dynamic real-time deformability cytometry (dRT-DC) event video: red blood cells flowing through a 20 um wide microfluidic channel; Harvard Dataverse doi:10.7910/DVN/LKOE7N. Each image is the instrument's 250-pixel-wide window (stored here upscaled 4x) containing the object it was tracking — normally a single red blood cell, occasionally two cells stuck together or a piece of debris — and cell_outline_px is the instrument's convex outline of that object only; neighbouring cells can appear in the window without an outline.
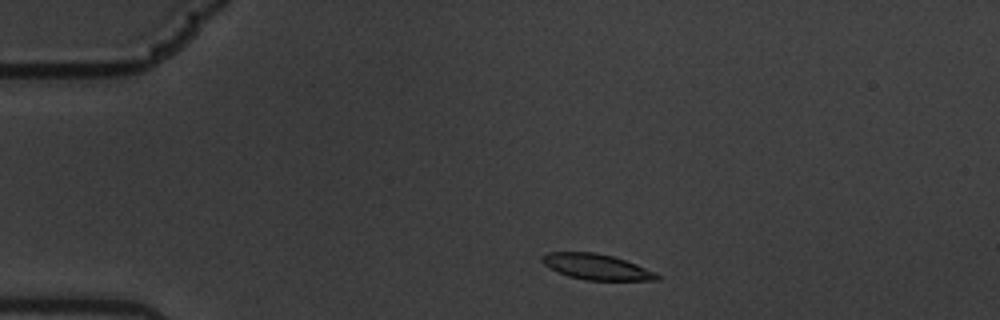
{"species": "common noctule bat (a hibernating species)", "species_latin": "Nyctalus noctula", "temperature_condition": "warm", "stored_images_in_passage": 52, "camera_frame_rate_fps": 3000, "um_per_image_px": 0.085, "animal": {"sex": "male", "body_mass_g": 19.5, "forearm_length_mm": 54.6}, "frame": {"image": 1, "passage_image": 4, "time_ms": 1.0, "image_size_px": [1000, 320], "cell_outline_px": [[660, 280], [584, 280], [568, 276], [544, 264], [540, 260], [540, 256], [548, 252], [592, 252], [612, 256], [636, 264], [660, 276]], "centroid_in_image_um": [50.66, 22.68], "position_along_channel_um": 34.3, "area_um2": 16.88}}
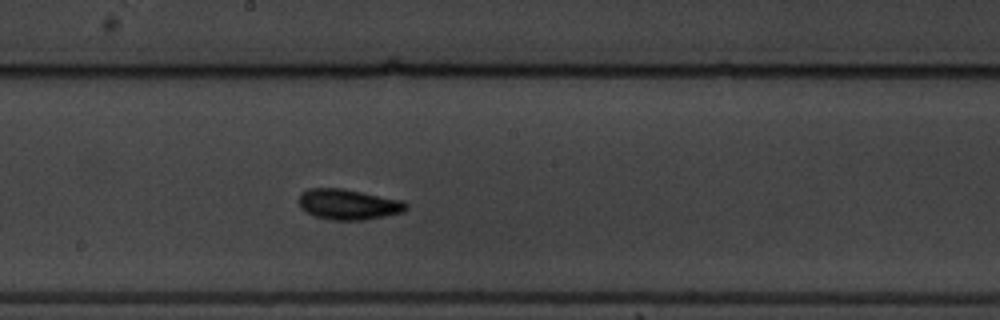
{"frame": {"image": 2, "passage_image": 25, "time_ms": 8.0, "image_size_px": [1000, 320], "cell_outline_px": [[408, 208], [404, 212], [364, 220], [332, 220], [316, 216], [300, 208], [300, 192], [308, 188], [344, 188], [400, 200], [408, 204]], "centroid_in_image_um": [29.61, 17.36], "position_along_channel_um": 218.6, "area_um2": 19.02}}
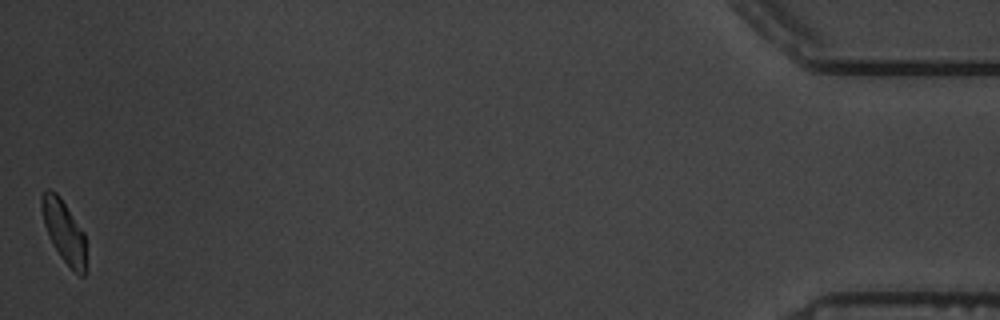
{"frame": {"image": 3, "passage_image": 52, "time_ms": 17.0, "image_size_px": [1000, 320], "cell_outline_px": [[84, 276], [80, 276], [60, 256], [48, 236], [44, 224], [40, 208], [40, 196], [44, 188], [48, 188], [56, 192], [60, 196], [84, 232]], "centroid_in_image_um": [5.37, 19.55], "position_along_channel_um": 429.8, "area_um2": 15.95}, "authors_computed_cell_mechanics": {"area_um2": 17.7157, "velocity_mm_per_s": 3.3439, "shape_relaxation_time_tau1_ms": 3.1839, "shape_relaxation_time_tau2_ms": 3.5287, "deformation_change_tau1": 0.1251, "deformation_change_tau2": 0.0606}}